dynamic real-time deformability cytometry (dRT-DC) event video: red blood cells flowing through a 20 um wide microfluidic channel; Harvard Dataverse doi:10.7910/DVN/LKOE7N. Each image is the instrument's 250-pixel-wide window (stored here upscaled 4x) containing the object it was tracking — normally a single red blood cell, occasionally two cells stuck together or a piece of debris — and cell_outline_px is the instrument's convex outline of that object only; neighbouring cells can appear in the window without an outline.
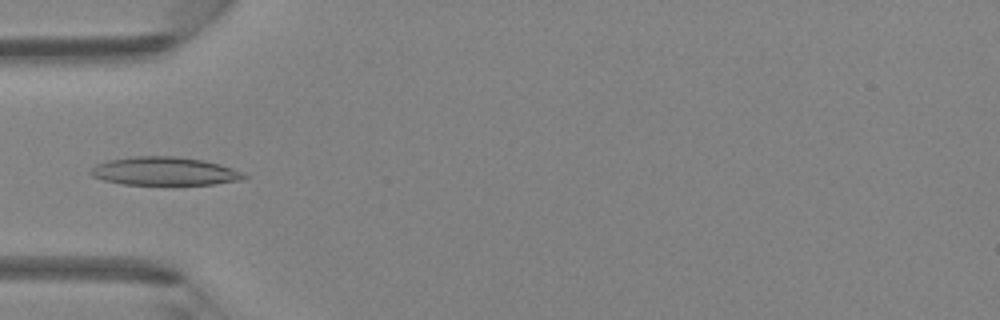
{"species": "Egyptian fruit bat (a non-hibernating species)", "species_latin": "Rousettus aegyptiacus", "temperature_condition": "room temperature", "stored_images_in_passage": 5, "camera_frame_rate_fps": 3000, "um_per_image_px": 0.085, "animal": {"sex": "female"}, "frame": {"image": 1, "passage_image": 4, "time_ms": 4.333, "image_size_px": [1000, 320], "cell_outline_px": [[248, 176], [244, 180], [212, 184], [124, 184], [104, 180], [92, 176], [88, 172], [96, 164], [108, 160], [132, 156], [176, 156], [204, 160], [220, 164], [232, 168]], "centroid_in_image_um": [13.98, 14.54], "position_along_channel_um": 71.0, "area_um2": 25.26}}
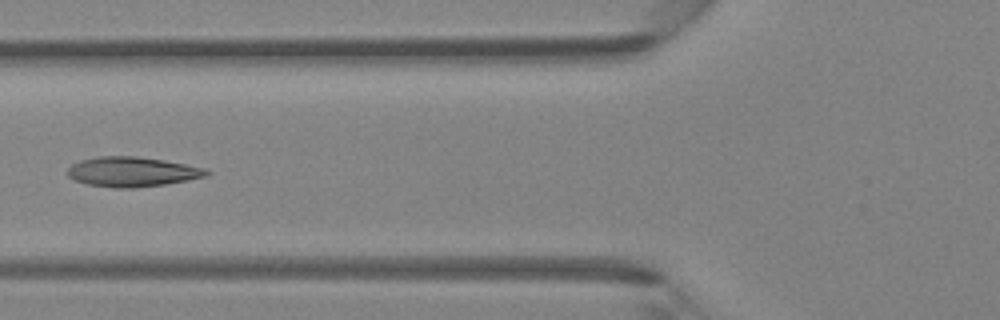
{"frame": {"image": 2, "passage_image": 5, "time_ms": 5.333, "image_size_px": [1000, 320], "cell_outline_px": [[212, 172], [208, 176], [188, 180], [164, 184], [132, 188], [112, 188], [88, 184], [76, 180], [68, 176], [68, 168], [72, 164], [80, 160], [100, 156], [136, 156], [164, 160], [204, 168]], "centroid_in_image_um": [11.24, 14.6], "position_along_channel_um": 114.6, "area_um2": 24.04}}